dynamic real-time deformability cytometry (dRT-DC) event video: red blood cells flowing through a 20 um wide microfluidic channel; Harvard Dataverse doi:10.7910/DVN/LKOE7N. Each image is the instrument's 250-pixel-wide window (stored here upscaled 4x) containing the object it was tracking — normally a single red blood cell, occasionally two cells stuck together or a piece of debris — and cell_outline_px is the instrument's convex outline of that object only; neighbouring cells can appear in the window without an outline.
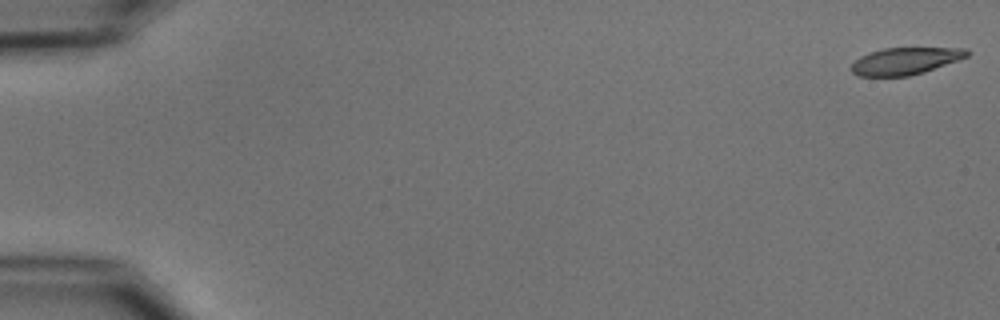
{"species": "common noctule bat (a hibernating species)", "species_latin": "Nyctalus noctula", "temperature_condition": "cold", "stored_images_in_passage": 9, "camera_frame_rate_fps": 3000, "um_per_image_px": 0.085, "animal": {"sex": "male", "body_mass_g": 15.6}, "frame": {"image": 1, "passage_image": 1, "time_ms": 0.0, "image_size_px": [1000, 320], "cell_outline_px": [[968, 56], [924, 72], [908, 76], [856, 76], [848, 68], [860, 56], [884, 48], [968, 48]], "centroid_in_image_um": [76.91, 5.19], "position_along_channel_um": 8.1, "area_um2": 18.09}}
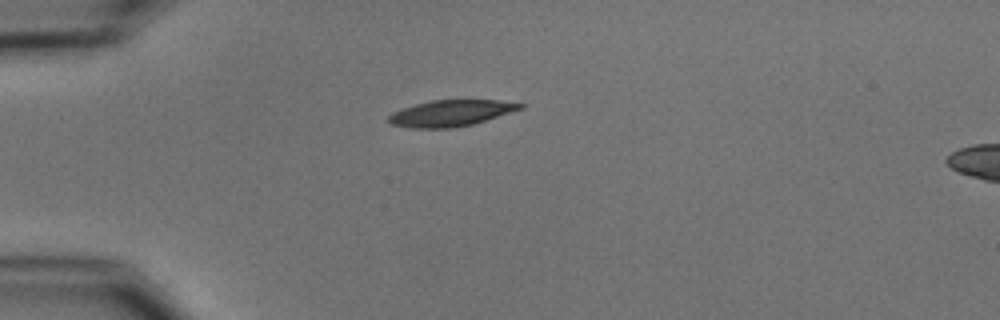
{"frame": {"image": 2, "passage_image": 4, "time_ms": 4.667, "image_size_px": [1000, 320], "cell_outline_px": [[524, 108], [472, 124], [452, 128], [412, 128], [392, 124], [388, 120], [388, 116], [392, 112], [416, 104], [432, 100], [500, 100], [524, 104]], "centroid_in_image_um": [38.33, 9.61], "position_along_channel_um": 46.7, "area_um2": 19.88}}
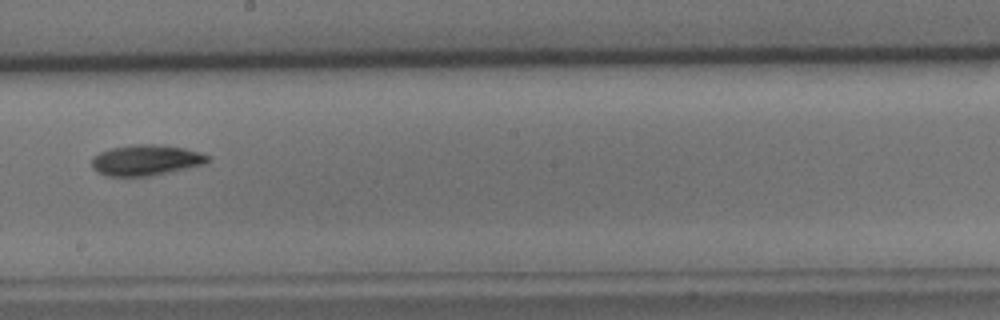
{"frame": {"image": 3, "passage_image": 9, "time_ms": 10.333, "image_size_px": [1000, 320], "cell_outline_px": [[212, 160], [204, 164], [168, 172], [148, 176], [108, 176], [96, 172], [92, 168], [92, 156], [100, 152], [112, 148], [136, 144], [160, 144], [184, 148], [200, 152], [212, 156]], "centroid_in_image_um": [12.42, 13.6], "position_along_channel_um": 235.8, "area_um2": 20.87}}